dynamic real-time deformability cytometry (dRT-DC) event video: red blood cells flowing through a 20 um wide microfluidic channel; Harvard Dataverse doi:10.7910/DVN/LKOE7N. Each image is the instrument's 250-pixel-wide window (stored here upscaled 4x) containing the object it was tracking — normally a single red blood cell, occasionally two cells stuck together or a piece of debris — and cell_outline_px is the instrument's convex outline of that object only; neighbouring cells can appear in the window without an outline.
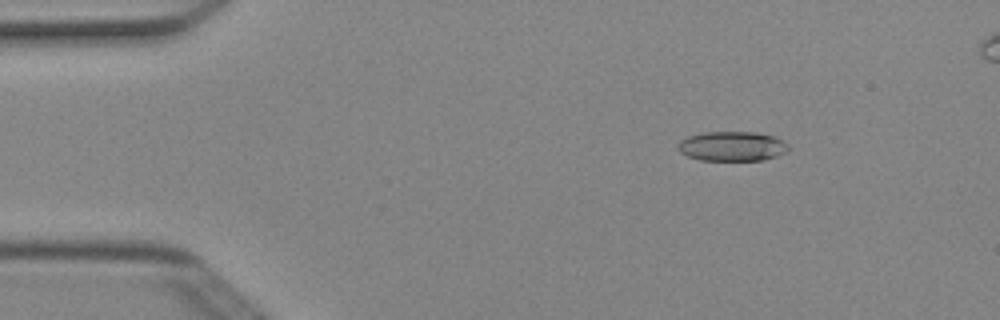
{"species": "Egyptian fruit bat (a non-hibernating species)", "species_latin": "Rousettus aegyptiacus", "temperature_condition": "cold", "stored_images_in_passage": 5, "camera_frame_rate_fps": 3000, "um_per_image_px": 0.085, "animal": {"sex": "female"}, "frame": {"image": 1, "passage_image": 2, "time_ms": 0.333, "image_size_px": [1000, 320], "cell_outline_px": [[788, 152], [764, 160], [700, 160], [688, 156], [680, 152], [676, 148], [676, 144], [680, 140], [688, 136], [704, 132], [756, 132], [772, 136], [788, 144]], "centroid_in_image_um": [62.19, 12.43], "position_along_channel_um": 22.8, "area_um2": 19.13}}